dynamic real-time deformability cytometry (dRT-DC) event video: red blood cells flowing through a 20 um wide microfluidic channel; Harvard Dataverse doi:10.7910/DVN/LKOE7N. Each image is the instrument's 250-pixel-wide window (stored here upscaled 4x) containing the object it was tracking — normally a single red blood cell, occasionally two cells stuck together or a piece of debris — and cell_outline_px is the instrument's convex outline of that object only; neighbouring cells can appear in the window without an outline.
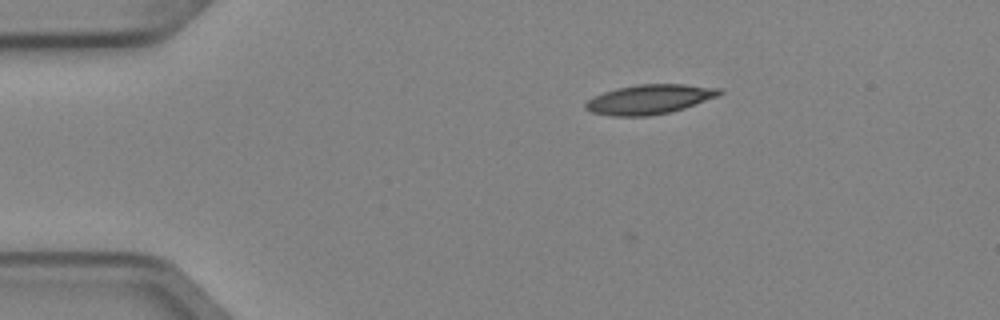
{"species": "Egyptian fruit bat (a non-hibernating species)", "species_latin": "Rousettus aegyptiacus", "temperature_condition": "cold", "stored_images_in_passage": 6, "camera_frame_rate_fps": 3000, "um_per_image_px": 0.085, "animal": {"sex": "female"}, "frame": {"image": 1, "passage_image": 2, "time_ms": 0.333, "image_size_px": [1000, 320], "cell_outline_px": [[724, 92], [716, 96], [684, 108], [668, 112], [648, 116], [612, 116], [592, 112], [584, 108], [584, 104], [588, 100], [604, 92], [616, 88], [636, 84], [684, 84], [720, 88]], "centroid_in_image_um": [55.18, 8.43], "position_along_channel_um": 29.8, "area_um2": 22.83}}
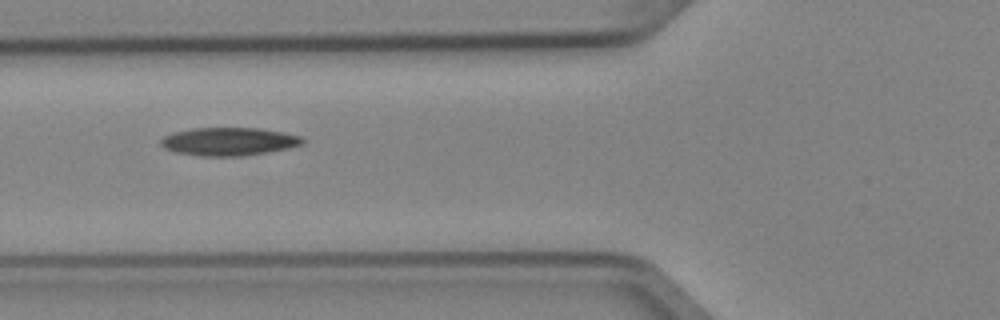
{"frame": {"image": 2, "passage_image": 5, "time_ms": 1.333, "image_size_px": [1000, 320], "cell_outline_px": [[304, 144], [288, 148], [268, 152], [244, 156], [200, 156], [176, 152], [164, 148], [160, 144], [160, 140], [164, 136], [172, 132], [192, 128], [260, 128], [284, 132], [300, 136], [304, 140]], "centroid_in_image_um": [19.45, 12.03], "position_along_channel_um": 106.4, "area_um2": 23.35}}
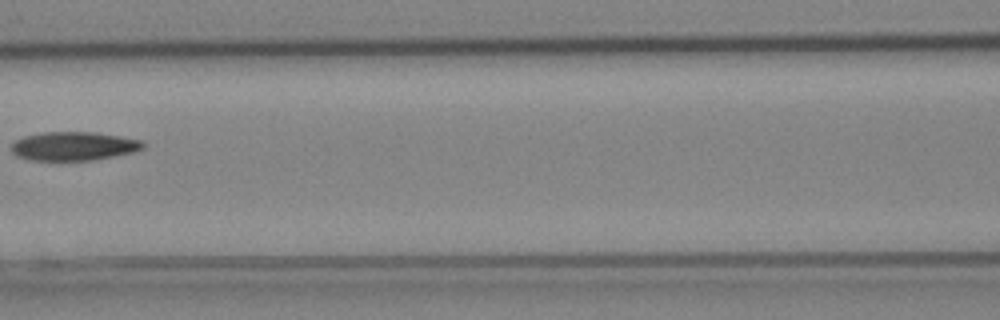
{"frame": {"image": 3, "passage_image": 6, "time_ms": 1.667, "image_size_px": [1000, 320], "cell_outline_px": [[144, 148], [136, 152], [92, 160], [28, 160], [16, 156], [12, 152], [12, 144], [16, 140], [24, 136], [44, 132], [96, 132], [144, 140]], "centroid_in_image_um": [6.3, 12.42], "position_along_channel_um": 160.3, "area_um2": 22.2}}